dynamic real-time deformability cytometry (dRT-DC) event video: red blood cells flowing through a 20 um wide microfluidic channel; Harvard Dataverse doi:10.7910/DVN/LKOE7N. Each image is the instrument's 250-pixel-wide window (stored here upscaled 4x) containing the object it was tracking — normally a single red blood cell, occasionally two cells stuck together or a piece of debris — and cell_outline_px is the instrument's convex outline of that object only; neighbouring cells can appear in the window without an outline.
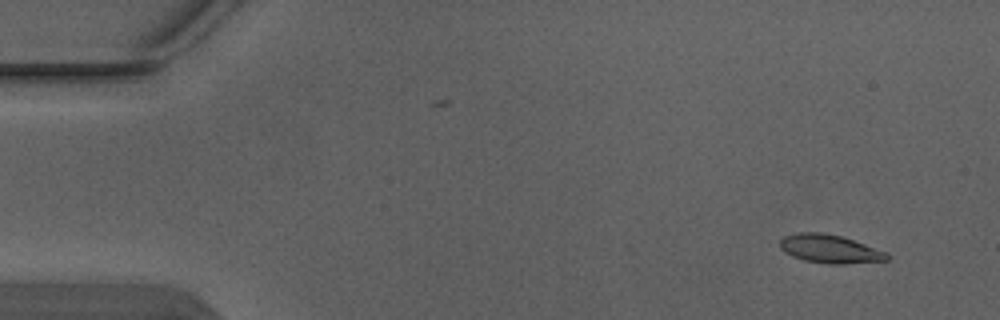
{"species": "Egyptian fruit bat (a non-hibernating species)", "species_latin": "Rousettus aegyptiacus", "temperature_condition": "warm", "stored_images_in_passage": 3, "camera_frame_rate_fps": 3000, "um_per_image_px": 0.085, "animal": {"sex": "male"}, "frame": {"image": 1, "passage_image": 1, "time_ms": 0.0, "image_size_px": [1000, 320], "cell_outline_px": [[892, 256], [888, 260], [844, 264], [828, 264], [804, 260], [792, 256], [784, 252], [780, 248], [780, 240], [784, 236], [800, 232], [820, 232], [840, 236], [888, 252]], "centroid_in_image_um": [70.55, 21.16], "position_along_channel_um": 14.5, "area_um2": 17.74}}
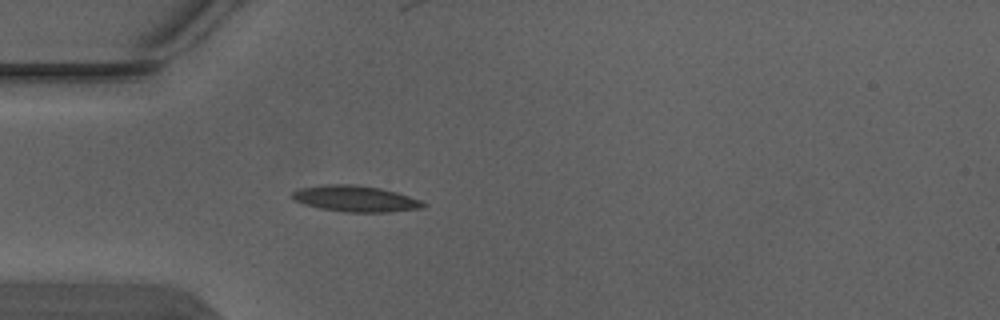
{"frame": {"image": 2, "passage_image": 3, "time_ms": 0.667, "image_size_px": [1000, 320], "cell_outline_px": [[428, 204], [424, 208], [388, 212], [344, 212], [320, 208], [304, 204], [296, 200], [292, 196], [292, 192], [300, 188], [320, 184], [352, 184], [380, 188], [396, 192], [420, 200]], "centroid_in_image_um": [30.23, 16.89], "position_along_channel_um": 54.8, "area_um2": 19.94}}